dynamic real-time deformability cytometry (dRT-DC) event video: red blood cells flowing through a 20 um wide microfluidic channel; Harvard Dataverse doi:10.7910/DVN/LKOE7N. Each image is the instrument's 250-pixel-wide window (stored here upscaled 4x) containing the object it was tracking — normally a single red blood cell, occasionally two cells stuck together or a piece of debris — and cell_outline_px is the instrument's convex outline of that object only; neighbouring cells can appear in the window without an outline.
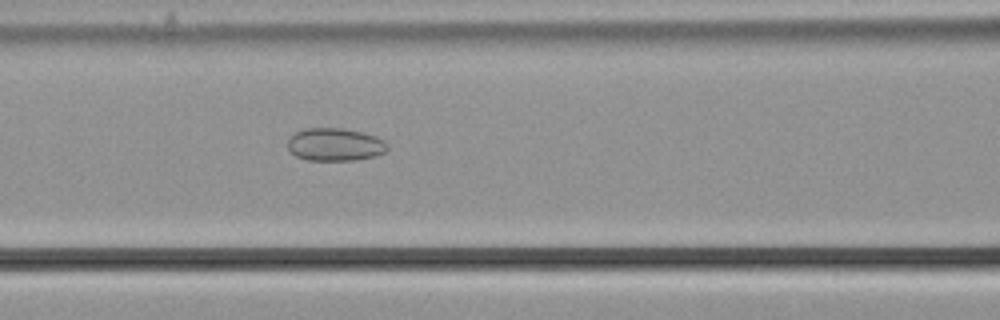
{"species": "common noctule bat (a hibernating species)", "species_latin": "Nyctalus noctula", "temperature_condition": "cold", "stored_images_in_passage": 39, "camera_frame_rate_fps": 3000, "um_per_image_px": 0.085, "animal": {"sex": "male", "body_mass_g": 21.5, "forearm_length_mm": 52.0}, "frame": {"image": 1, "passage_image": 11, "time_ms": 3.333, "image_size_px": [1000, 320], "cell_outline_px": [[388, 148], [384, 152], [376, 156], [356, 160], [308, 160], [296, 156], [288, 148], [288, 136], [304, 128], [344, 128], [364, 132], [376, 136], [384, 140], [388, 144]], "centroid_in_image_um": [28.49, 12.27], "position_along_channel_um": 138.1, "area_um2": 19.31}}
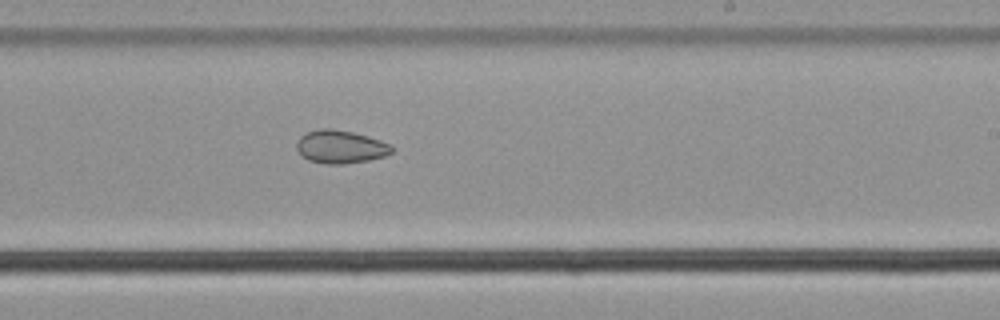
{"frame": {"image": 2, "passage_image": 21, "time_ms": 6.667, "image_size_px": [1000, 320], "cell_outline_px": [[392, 152], [384, 156], [368, 160], [344, 164], [324, 164], [308, 160], [296, 148], [296, 144], [300, 136], [308, 132], [320, 128], [332, 128], [352, 132], [368, 136], [380, 140], [388, 144], [392, 148]], "centroid_in_image_um": [28.92, 12.47], "position_along_channel_um": 260.1, "area_um2": 18.21}}
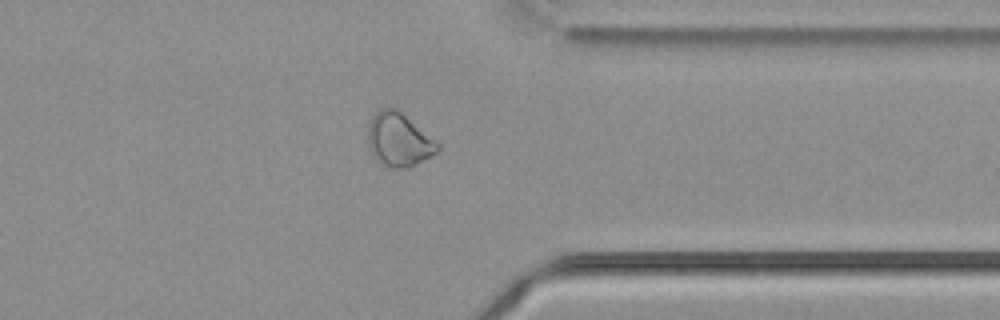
{"frame": {"image": 3, "passage_image": 31, "time_ms": 10.0, "image_size_px": [1000, 320], "cell_outline_px": [[440, 148], [436, 152], [408, 168], [392, 168], [380, 164], [372, 156], [368, 148], [368, 124], [372, 116], [380, 108], [396, 108], [440, 144]], "centroid_in_image_um": [33.85, 11.89], "position_along_channel_um": 377.6, "area_um2": 21.68}, "authors_computed_cell_mechanics": {"area_um2": 19.941, "velocity_mm_per_s": 3.6621, "shape_relaxation_time_tau1_ms": null, "shape_relaxation_time_tau2_ms": 8.0688, "deformation_change_tau1": null, "deformation_change_tau2": 0.1075}}